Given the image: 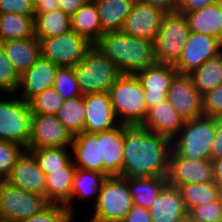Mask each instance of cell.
<instances>
[{
    "label": "cell",
    "instance_id": "obj_20",
    "mask_svg": "<svg viewBox=\"0 0 222 222\" xmlns=\"http://www.w3.org/2000/svg\"><path fill=\"white\" fill-rule=\"evenodd\" d=\"M59 66L50 60L40 58L22 75H20L21 95L19 98L28 102L33 96L45 89L54 87Z\"/></svg>",
    "mask_w": 222,
    "mask_h": 222
},
{
    "label": "cell",
    "instance_id": "obj_53",
    "mask_svg": "<svg viewBox=\"0 0 222 222\" xmlns=\"http://www.w3.org/2000/svg\"><path fill=\"white\" fill-rule=\"evenodd\" d=\"M217 3H218L219 7H220L221 10H222V0H217Z\"/></svg>",
    "mask_w": 222,
    "mask_h": 222
},
{
    "label": "cell",
    "instance_id": "obj_2",
    "mask_svg": "<svg viewBox=\"0 0 222 222\" xmlns=\"http://www.w3.org/2000/svg\"><path fill=\"white\" fill-rule=\"evenodd\" d=\"M94 46L122 74H136L156 63L153 42L124 34L121 30L104 32Z\"/></svg>",
    "mask_w": 222,
    "mask_h": 222
},
{
    "label": "cell",
    "instance_id": "obj_50",
    "mask_svg": "<svg viewBox=\"0 0 222 222\" xmlns=\"http://www.w3.org/2000/svg\"><path fill=\"white\" fill-rule=\"evenodd\" d=\"M59 9L58 0H38L34 5V16Z\"/></svg>",
    "mask_w": 222,
    "mask_h": 222
},
{
    "label": "cell",
    "instance_id": "obj_39",
    "mask_svg": "<svg viewBox=\"0 0 222 222\" xmlns=\"http://www.w3.org/2000/svg\"><path fill=\"white\" fill-rule=\"evenodd\" d=\"M54 88L65 100L82 96L78 86L74 67L63 66L58 68Z\"/></svg>",
    "mask_w": 222,
    "mask_h": 222
},
{
    "label": "cell",
    "instance_id": "obj_17",
    "mask_svg": "<svg viewBox=\"0 0 222 222\" xmlns=\"http://www.w3.org/2000/svg\"><path fill=\"white\" fill-rule=\"evenodd\" d=\"M84 132L97 134L120 125L113 111L109 92L84 95Z\"/></svg>",
    "mask_w": 222,
    "mask_h": 222
},
{
    "label": "cell",
    "instance_id": "obj_46",
    "mask_svg": "<svg viewBox=\"0 0 222 222\" xmlns=\"http://www.w3.org/2000/svg\"><path fill=\"white\" fill-rule=\"evenodd\" d=\"M222 157V117L215 118V138L211 148V160Z\"/></svg>",
    "mask_w": 222,
    "mask_h": 222
},
{
    "label": "cell",
    "instance_id": "obj_35",
    "mask_svg": "<svg viewBox=\"0 0 222 222\" xmlns=\"http://www.w3.org/2000/svg\"><path fill=\"white\" fill-rule=\"evenodd\" d=\"M56 117L73 136L83 133L85 126L84 95L65 100Z\"/></svg>",
    "mask_w": 222,
    "mask_h": 222
},
{
    "label": "cell",
    "instance_id": "obj_22",
    "mask_svg": "<svg viewBox=\"0 0 222 222\" xmlns=\"http://www.w3.org/2000/svg\"><path fill=\"white\" fill-rule=\"evenodd\" d=\"M72 161L76 168L96 171L103 174L100 133H79L74 135L71 145Z\"/></svg>",
    "mask_w": 222,
    "mask_h": 222
},
{
    "label": "cell",
    "instance_id": "obj_15",
    "mask_svg": "<svg viewBox=\"0 0 222 222\" xmlns=\"http://www.w3.org/2000/svg\"><path fill=\"white\" fill-rule=\"evenodd\" d=\"M165 14L158 8L135 0L131 13L126 17L121 31L124 34L154 43Z\"/></svg>",
    "mask_w": 222,
    "mask_h": 222
},
{
    "label": "cell",
    "instance_id": "obj_41",
    "mask_svg": "<svg viewBox=\"0 0 222 222\" xmlns=\"http://www.w3.org/2000/svg\"><path fill=\"white\" fill-rule=\"evenodd\" d=\"M74 216L64 205L49 204L41 212L22 222H73Z\"/></svg>",
    "mask_w": 222,
    "mask_h": 222
},
{
    "label": "cell",
    "instance_id": "obj_9",
    "mask_svg": "<svg viewBox=\"0 0 222 222\" xmlns=\"http://www.w3.org/2000/svg\"><path fill=\"white\" fill-rule=\"evenodd\" d=\"M49 203L45 197L0 181V217L6 222H22L38 214Z\"/></svg>",
    "mask_w": 222,
    "mask_h": 222
},
{
    "label": "cell",
    "instance_id": "obj_32",
    "mask_svg": "<svg viewBox=\"0 0 222 222\" xmlns=\"http://www.w3.org/2000/svg\"><path fill=\"white\" fill-rule=\"evenodd\" d=\"M188 75L202 96L213 90L222 83V53L207 60Z\"/></svg>",
    "mask_w": 222,
    "mask_h": 222
},
{
    "label": "cell",
    "instance_id": "obj_44",
    "mask_svg": "<svg viewBox=\"0 0 222 222\" xmlns=\"http://www.w3.org/2000/svg\"><path fill=\"white\" fill-rule=\"evenodd\" d=\"M4 13L34 15V7L28 0H0V14Z\"/></svg>",
    "mask_w": 222,
    "mask_h": 222
},
{
    "label": "cell",
    "instance_id": "obj_36",
    "mask_svg": "<svg viewBox=\"0 0 222 222\" xmlns=\"http://www.w3.org/2000/svg\"><path fill=\"white\" fill-rule=\"evenodd\" d=\"M30 150L36 158L41 170L46 174L61 170L72 161V152L68 148H40Z\"/></svg>",
    "mask_w": 222,
    "mask_h": 222
},
{
    "label": "cell",
    "instance_id": "obj_14",
    "mask_svg": "<svg viewBox=\"0 0 222 222\" xmlns=\"http://www.w3.org/2000/svg\"><path fill=\"white\" fill-rule=\"evenodd\" d=\"M167 100L185 120L203 116V96L188 74L175 75L167 92Z\"/></svg>",
    "mask_w": 222,
    "mask_h": 222
},
{
    "label": "cell",
    "instance_id": "obj_52",
    "mask_svg": "<svg viewBox=\"0 0 222 222\" xmlns=\"http://www.w3.org/2000/svg\"><path fill=\"white\" fill-rule=\"evenodd\" d=\"M34 7V5H36V3L38 2V0H28Z\"/></svg>",
    "mask_w": 222,
    "mask_h": 222
},
{
    "label": "cell",
    "instance_id": "obj_13",
    "mask_svg": "<svg viewBox=\"0 0 222 222\" xmlns=\"http://www.w3.org/2000/svg\"><path fill=\"white\" fill-rule=\"evenodd\" d=\"M166 180L169 185L177 188L185 184L212 182L214 177L211 159H185L171 148Z\"/></svg>",
    "mask_w": 222,
    "mask_h": 222
},
{
    "label": "cell",
    "instance_id": "obj_19",
    "mask_svg": "<svg viewBox=\"0 0 222 222\" xmlns=\"http://www.w3.org/2000/svg\"><path fill=\"white\" fill-rule=\"evenodd\" d=\"M152 222H184L188 211L178 188L168 183L148 208Z\"/></svg>",
    "mask_w": 222,
    "mask_h": 222
},
{
    "label": "cell",
    "instance_id": "obj_28",
    "mask_svg": "<svg viewBox=\"0 0 222 222\" xmlns=\"http://www.w3.org/2000/svg\"><path fill=\"white\" fill-rule=\"evenodd\" d=\"M103 33L120 31L131 13L135 0H94Z\"/></svg>",
    "mask_w": 222,
    "mask_h": 222
},
{
    "label": "cell",
    "instance_id": "obj_37",
    "mask_svg": "<svg viewBox=\"0 0 222 222\" xmlns=\"http://www.w3.org/2000/svg\"><path fill=\"white\" fill-rule=\"evenodd\" d=\"M65 99L54 87L36 94L29 101L32 114L56 115Z\"/></svg>",
    "mask_w": 222,
    "mask_h": 222
},
{
    "label": "cell",
    "instance_id": "obj_40",
    "mask_svg": "<svg viewBox=\"0 0 222 222\" xmlns=\"http://www.w3.org/2000/svg\"><path fill=\"white\" fill-rule=\"evenodd\" d=\"M188 220L196 222H222V198L192 208Z\"/></svg>",
    "mask_w": 222,
    "mask_h": 222
},
{
    "label": "cell",
    "instance_id": "obj_48",
    "mask_svg": "<svg viewBox=\"0 0 222 222\" xmlns=\"http://www.w3.org/2000/svg\"><path fill=\"white\" fill-rule=\"evenodd\" d=\"M162 10L164 13H176L179 9V0H138Z\"/></svg>",
    "mask_w": 222,
    "mask_h": 222
},
{
    "label": "cell",
    "instance_id": "obj_34",
    "mask_svg": "<svg viewBox=\"0 0 222 222\" xmlns=\"http://www.w3.org/2000/svg\"><path fill=\"white\" fill-rule=\"evenodd\" d=\"M187 211L192 208L221 198V188L214 182L191 183L178 187Z\"/></svg>",
    "mask_w": 222,
    "mask_h": 222
},
{
    "label": "cell",
    "instance_id": "obj_3",
    "mask_svg": "<svg viewBox=\"0 0 222 222\" xmlns=\"http://www.w3.org/2000/svg\"><path fill=\"white\" fill-rule=\"evenodd\" d=\"M113 111L120 124H142L148 114L142 83L135 74H121L109 89Z\"/></svg>",
    "mask_w": 222,
    "mask_h": 222
},
{
    "label": "cell",
    "instance_id": "obj_23",
    "mask_svg": "<svg viewBox=\"0 0 222 222\" xmlns=\"http://www.w3.org/2000/svg\"><path fill=\"white\" fill-rule=\"evenodd\" d=\"M184 122L185 119L178 114L170 102L164 100L148 110L142 125L151 132L163 135L172 141L179 134Z\"/></svg>",
    "mask_w": 222,
    "mask_h": 222
},
{
    "label": "cell",
    "instance_id": "obj_16",
    "mask_svg": "<svg viewBox=\"0 0 222 222\" xmlns=\"http://www.w3.org/2000/svg\"><path fill=\"white\" fill-rule=\"evenodd\" d=\"M5 181L46 198V174L30 150L25 149L22 152Z\"/></svg>",
    "mask_w": 222,
    "mask_h": 222
},
{
    "label": "cell",
    "instance_id": "obj_24",
    "mask_svg": "<svg viewBox=\"0 0 222 222\" xmlns=\"http://www.w3.org/2000/svg\"><path fill=\"white\" fill-rule=\"evenodd\" d=\"M1 44L19 75L27 71L41 56L37 37L11 40Z\"/></svg>",
    "mask_w": 222,
    "mask_h": 222
},
{
    "label": "cell",
    "instance_id": "obj_30",
    "mask_svg": "<svg viewBox=\"0 0 222 222\" xmlns=\"http://www.w3.org/2000/svg\"><path fill=\"white\" fill-rule=\"evenodd\" d=\"M167 177H131L127 178V186L133 204L149 208L162 188L167 184Z\"/></svg>",
    "mask_w": 222,
    "mask_h": 222
},
{
    "label": "cell",
    "instance_id": "obj_7",
    "mask_svg": "<svg viewBox=\"0 0 222 222\" xmlns=\"http://www.w3.org/2000/svg\"><path fill=\"white\" fill-rule=\"evenodd\" d=\"M32 115L29 103L18 96L0 98V141L28 149Z\"/></svg>",
    "mask_w": 222,
    "mask_h": 222
},
{
    "label": "cell",
    "instance_id": "obj_6",
    "mask_svg": "<svg viewBox=\"0 0 222 222\" xmlns=\"http://www.w3.org/2000/svg\"><path fill=\"white\" fill-rule=\"evenodd\" d=\"M133 205L127 177L107 176L99 190L89 222L123 220Z\"/></svg>",
    "mask_w": 222,
    "mask_h": 222
},
{
    "label": "cell",
    "instance_id": "obj_5",
    "mask_svg": "<svg viewBox=\"0 0 222 222\" xmlns=\"http://www.w3.org/2000/svg\"><path fill=\"white\" fill-rule=\"evenodd\" d=\"M214 138L215 118L203 115L185 120L179 134L171 141V148L185 159H210Z\"/></svg>",
    "mask_w": 222,
    "mask_h": 222
},
{
    "label": "cell",
    "instance_id": "obj_38",
    "mask_svg": "<svg viewBox=\"0 0 222 222\" xmlns=\"http://www.w3.org/2000/svg\"><path fill=\"white\" fill-rule=\"evenodd\" d=\"M20 75L5 54L0 43V92L12 95L19 92Z\"/></svg>",
    "mask_w": 222,
    "mask_h": 222
},
{
    "label": "cell",
    "instance_id": "obj_42",
    "mask_svg": "<svg viewBox=\"0 0 222 222\" xmlns=\"http://www.w3.org/2000/svg\"><path fill=\"white\" fill-rule=\"evenodd\" d=\"M24 150V147L17 144L6 142L0 144V181L6 180Z\"/></svg>",
    "mask_w": 222,
    "mask_h": 222
},
{
    "label": "cell",
    "instance_id": "obj_55",
    "mask_svg": "<svg viewBox=\"0 0 222 222\" xmlns=\"http://www.w3.org/2000/svg\"><path fill=\"white\" fill-rule=\"evenodd\" d=\"M0 222H6L3 218L0 217Z\"/></svg>",
    "mask_w": 222,
    "mask_h": 222
},
{
    "label": "cell",
    "instance_id": "obj_43",
    "mask_svg": "<svg viewBox=\"0 0 222 222\" xmlns=\"http://www.w3.org/2000/svg\"><path fill=\"white\" fill-rule=\"evenodd\" d=\"M203 115L211 118L222 117V83L203 95Z\"/></svg>",
    "mask_w": 222,
    "mask_h": 222
},
{
    "label": "cell",
    "instance_id": "obj_26",
    "mask_svg": "<svg viewBox=\"0 0 222 222\" xmlns=\"http://www.w3.org/2000/svg\"><path fill=\"white\" fill-rule=\"evenodd\" d=\"M76 166L71 161L65 168L46 175V201L66 206L71 201V190Z\"/></svg>",
    "mask_w": 222,
    "mask_h": 222
},
{
    "label": "cell",
    "instance_id": "obj_11",
    "mask_svg": "<svg viewBox=\"0 0 222 222\" xmlns=\"http://www.w3.org/2000/svg\"><path fill=\"white\" fill-rule=\"evenodd\" d=\"M73 137L56 115L33 114L28 149L69 148Z\"/></svg>",
    "mask_w": 222,
    "mask_h": 222
},
{
    "label": "cell",
    "instance_id": "obj_33",
    "mask_svg": "<svg viewBox=\"0 0 222 222\" xmlns=\"http://www.w3.org/2000/svg\"><path fill=\"white\" fill-rule=\"evenodd\" d=\"M70 16L61 9L34 16L35 37L51 38L71 30Z\"/></svg>",
    "mask_w": 222,
    "mask_h": 222
},
{
    "label": "cell",
    "instance_id": "obj_51",
    "mask_svg": "<svg viewBox=\"0 0 222 222\" xmlns=\"http://www.w3.org/2000/svg\"><path fill=\"white\" fill-rule=\"evenodd\" d=\"M213 167L214 182L222 187V157L211 160Z\"/></svg>",
    "mask_w": 222,
    "mask_h": 222
},
{
    "label": "cell",
    "instance_id": "obj_27",
    "mask_svg": "<svg viewBox=\"0 0 222 222\" xmlns=\"http://www.w3.org/2000/svg\"><path fill=\"white\" fill-rule=\"evenodd\" d=\"M71 30L83 36L93 45L103 34L97 5L94 0H88L75 12L71 18Z\"/></svg>",
    "mask_w": 222,
    "mask_h": 222
},
{
    "label": "cell",
    "instance_id": "obj_47",
    "mask_svg": "<svg viewBox=\"0 0 222 222\" xmlns=\"http://www.w3.org/2000/svg\"><path fill=\"white\" fill-rule=\"evenodd\" d=\"M217 0H179L178 12L185 14L198 9H202L207 5L216 3Z\"/></svg>",
    "mask_w": 222,
    "mask_h": 222
},
{
    "label": "cell",
    "instance_id": "obj_1",
    "mask_svg": "<svg viewBox=\"0 0 222 222\" xmlns=\"http://www.w3.org/2000/svg\"><path fill=\"white\" fill-rule=\"evenodd\" d=\"M171 140L142 124L124 125L122 177H167Z\"/></svg>",
    "mask_w": 222,
    "mask_h": 222
},
{
    "label": "cell",
    "instance_id": "obj_49",
    "mask_svg": "<svg viewBox=\"0 0 222 222\" xmlns=\"http://www.w3.org/2000/svg\"><path fill=\"white\" fill-rule=\"evenodd\" d=\"M87 1L88 0H58L59 9L71 17Z\"/></svg>",
    "mask_w": 222,
    "mask_h": 222
},
{
    "label": "cell",
    "instance_id": "obj_4",
    "mask_svg": "<svg viewBox=\"0 0 222 222\" xmlns=\"http://www.w3.org/2000/svg\"><path fill=\"white\" fill-rule=\"evenodd\" d=\"M74 69L82 95L109 92L122 74L118 67L94 45Z\"/></svg>",
    "mask_w": 222,
    "mask_h": 222
},
{
    "label": "cell",
    "instance_id": "obj_31",
    "mask_svg": "<svg viewBox=\"0 0 222 222\" xmlns=\"http://www.w3.org/2000/svg\"><path fill=\"white\" fill-rule=\"evenodd\" d=\"M105 178L106 176L102 173L76 168L72 183L71 201L66 205V207L73 214L75 213L72 208V202L74 201L75 196H77L80 200L95 197L94 199L96 202L99 190Z\"/></svg>",
    "mask_w": 222,
    "mask_h": 222
},
{
    "label": "cell",
    "instance_id": "obj_10",
    "mask_svg": "<svg viewBox=\"0 0 222 222\" xmlns=\"http://www.w3.org/2000/svg\"><path fill=\"white\" fill-rule=\"evenodd\" d=\"M39 42L41 57L59 67H75L93 46L73 30L55 37L41 38Z\"/></svg>",
    "mask_w": 222,
    "mask_h": 222
},
{
    "label": "cell",
    "instance_id": "obj_21",
    "mask_svg": "<svg viewBox=\"0 0 222 222\" xmlns=\"http://www.w3.org/2000/svg\"><path fill=\"white\" fill-rule=\"evenodd\" d=\"M100 149L103 174L106 177L121 176L124 160V124L100 132Z\"/></svg>",
    "mask_w": 222,
    "mask_h": 222
},
{
    "label": "cell",
    "instance_id": "obj_45",
    "mask_svg": "<svg viewBox=\"0 0 222 222\" xmlns=\"http://www.w3.org/2000/svg\"><path fill=\"white\" fill-rule=\"evenodd\" d=\"M124 222H152L149 210L143 206L133 204L131 210L123 219Z\"/></svg>",
    "mask_w": 222,
    "mask_h": 222
},
{
    "label": "cell",
    "instance_id": "obj_29",
    "mask_svg": "<svg viewBox=\"0 0 222 222\" xmlns=\"http://www.w3.org/2000/svg\"><path fill=\"white\" fill-rule=\"evenodd\" d=\"M35 37L34 15L0 14V43Z\"/></svg>",
    "mask_w": 222,
    "mask_h": 222
},
{
    "label": "cell",
    "instance_id": "obj_18",
    "mask_svg": "<svg viewBox=\"0 0 222 222\" xmlns=\"http://www.w3.org/2000/svg\"><path fill=\"white\" fill-rule=\"evenodd\" d=\"M177 73L172 64L156 62L135 74L142 83L148 110L159 102L167 100L168 89Z\"/></svg>",
    "mask_w": 222,
    "mask_h": 222
},
{
    "label": "cell",
    "instance_id": "obj_8",
    "mask_svg": "<svg viewBox=\"0 0 222 222\" xmlns=\"http://www.w3.org/2000/svg\"><path fill=\"white\" fill-rule=\"evenodd\" d=\"M189 34L190 29L184 14H165L154 42L156 62L174 65L181 56Z\"/></svg>",
    "mask_w": 222,
    "mask_h": 222
},
{
    "label": "cell",
    "instance_id": "obj_12",
    "mask_svg": "<svg viewBox=\"0 0 222 222\" xmlns=\"http://www.w3.org/2000/svg\"><path fill=\"white\" fill-rule=\"evenodd\" d=\"M220 53H222L220 40L213 36L190 32L181 56L173 66L179 74H190Z\"/></svg>",
    "mask_w": 222,
    "mask_h": 222
},
{
    "label": "cell",
    "instance_id": "obj_54",
    "mask_svg": "<svg viewBox=\"0 0 222 222\" xmlns=\"http://www.w3.org/2000/svg\"><path fill=\"white\" fill-rule=\"evenodd\" d=\"M105 222H124L123 220L105 221Z\"/></svg>",
    "mask_w": 222,
    "mask_h": 222
},
{
    "label": "cell",
    "instance_id": "obj_25",
    "mask_svg": "<svg viewBox=\"0 0 222 222\" xmlns=\"http://www.w3.org/2000/svg\"><path fill=\"white\" fill-rule=\"evenodd\" d=\"M184 15L190 32L213 36L222 42V10L217 2Z\"/></svg>",
    "mask_w": 222,
    "mask_h": 222
}]
</instances>
